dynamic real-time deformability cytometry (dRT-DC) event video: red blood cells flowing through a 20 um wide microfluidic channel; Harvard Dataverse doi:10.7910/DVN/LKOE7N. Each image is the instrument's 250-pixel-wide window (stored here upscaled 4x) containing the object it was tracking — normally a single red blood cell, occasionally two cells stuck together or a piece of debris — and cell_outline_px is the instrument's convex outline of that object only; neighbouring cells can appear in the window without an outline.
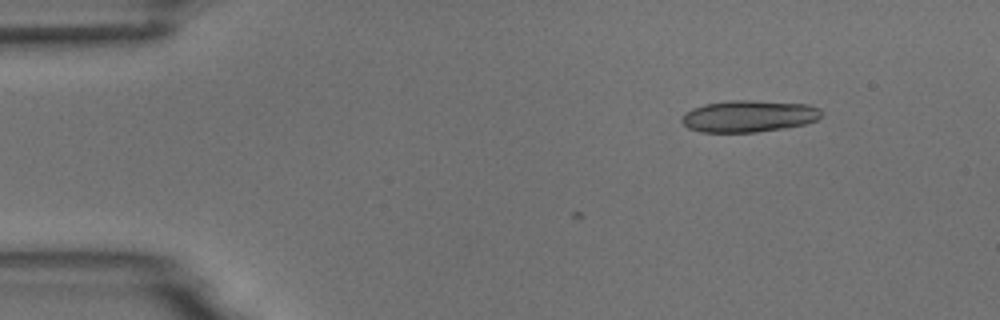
{"species": "common noctule bat (a hibernating species)", "species_latin": "Nyctalus noctula", "temperature_condition": "room temperature", "stored_images_in_passage": 6, "camera_frame_rate_fps": 3000, "um_per_image_px": 0.085, "animal": {"sex": "male", "body_mass_g": 18.8}, "frame": {"image": 1, "passage_image": 3, "time_ms": 3.333, "image_size_px": [1000, 320], "cell_outline_px": [[824, 112], [816, 120], [804, 124], [784, 128], [756, 132], [700, 132], [688, 128], [680, 120], [680, 116], [684, 112], [692, 108], [704, 104], [728, 100], [748, 100], [808, 104], [820, 108]], "centroid_in_image_um": [63.61, 9.87], "position_along_channel_um": 21.4, "area_um2": 26.07}}